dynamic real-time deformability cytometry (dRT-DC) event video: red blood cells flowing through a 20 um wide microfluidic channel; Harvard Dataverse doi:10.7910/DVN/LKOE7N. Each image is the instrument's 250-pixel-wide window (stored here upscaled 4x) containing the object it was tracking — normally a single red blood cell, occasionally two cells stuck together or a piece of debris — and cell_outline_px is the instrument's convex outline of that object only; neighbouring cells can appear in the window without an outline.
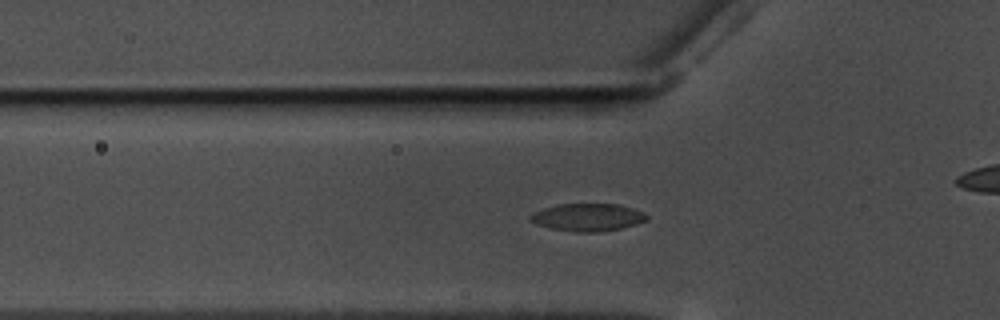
{"species": "common noctule bat (a hibernating species)", "species_latin": "Nyctalus noctula", "temperature_condition": "warm", "stored_images_in_passage": 59, "camera_frame_rate_fps": 3000, "um_per_image_px": 0.085, "animal": {"sex": "male", "body_mass_g": 17.5, "forearm_length_mm": 52.3}, "frame": {"image": 1, "passage_image": 20, "time_ms": 6.333, "image_size_px": [1000, 320], "cell_outline_px": [[648, 216], [644, 220], [636, 224], [620, 228], [600, 232], [576, 232], [552, 228], [536, 224], [528, 220], [528, 216], [532, 212], [544, 208], [560, 204], [620, 204], [644, 212]], "centroid_in_image_um": [49.92, 18.46], "position_along_channel_um": 75.9, "area_um2": 18.67}}
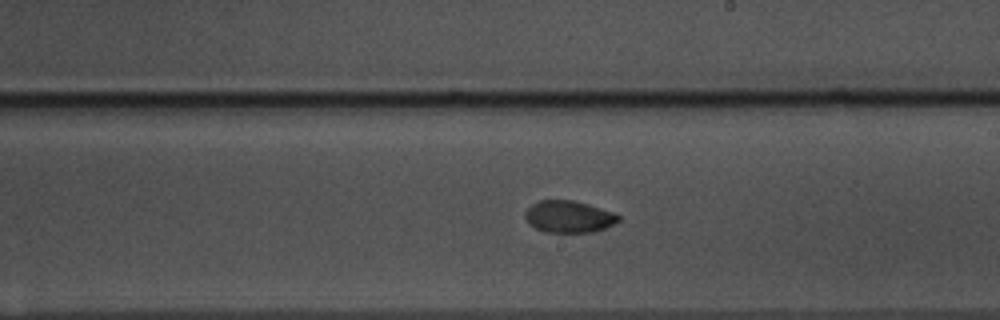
{"frame": {"image": 2, "passage_image": 34, "time_ms": 11.0, "image_size_px": [1000, 320], "cell_outline_px": [[620, 220], [596, 232], [544, 232], [536, 228], [524, 216], [524, 212], [532, 204], [540, 200], [572, 200], [588, 204], [612, 212], [620, 216]], "centroid_in_image_um": [48.35, 18.41], "position_along_channel_um": 240.7, "area_um2": 17.17}}
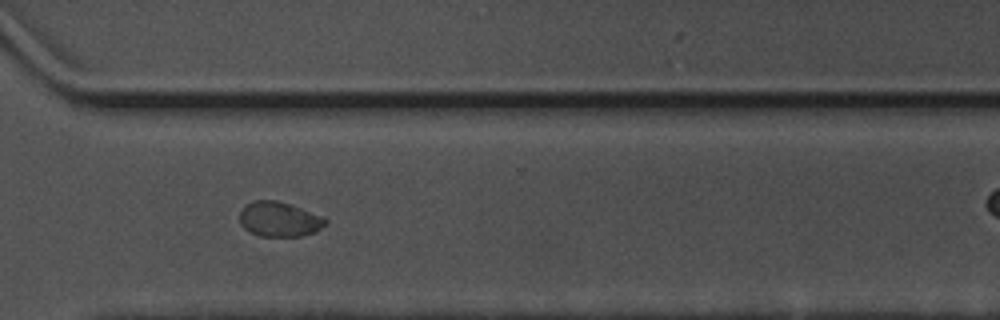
{"frame": {"image": 3, "passage_image": 43, "time_ms": 14.0, "image_size_px": [1000, 320], "cell_outline_px": [[328, 224], [312, 232], [300, 236], [260, 236], [244, 228], [240, 224], [240, 212], [252, 200], [276, 200], [324, 216], [328, 220]], "centroid_in_image_um": [23.75, 18.63], "position_along_channel_um": 346.8, "area_um2": 17.22}, "authors_computed_cell_mechanics": {"area_um2": 17.8602, "velocity_mm_per_s": 3.5362, "shape_relaxation_time_tau1_ms": 6.3619, "shape_relaxation_time_tau2_ms": 2.3687, "deformation_change_tau1": 0.193, "deformation_change_tau2": 0.0411}}